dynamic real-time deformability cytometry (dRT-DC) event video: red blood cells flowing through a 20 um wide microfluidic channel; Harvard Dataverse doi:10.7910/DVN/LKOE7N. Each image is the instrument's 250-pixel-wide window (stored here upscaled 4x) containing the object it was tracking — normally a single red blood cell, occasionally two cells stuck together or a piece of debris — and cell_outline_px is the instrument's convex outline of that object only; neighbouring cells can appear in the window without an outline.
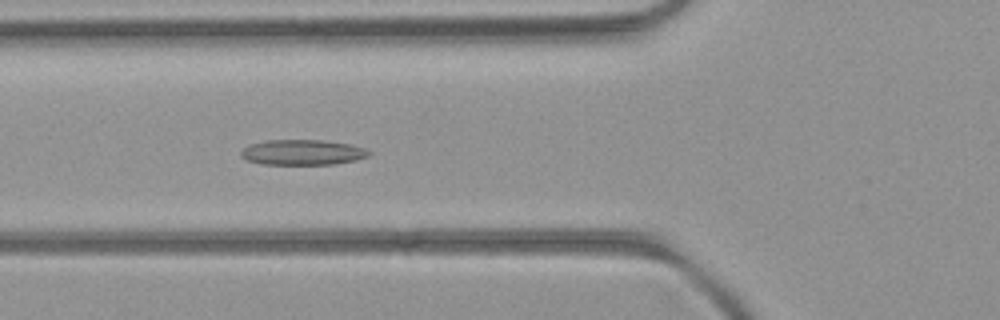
{"species": "common noctule bat (a hibernating species)", "species_latin": "Nyctalus noctula", "temperature_condition": "room temperature", "stored_images_in_passage": 51, "camera_frame_rate_fps": 3000, "um_per_image_px": 0.085, "animal": {"sex": "female", "body_mass_g": 21.9}, "frame": {"image": 1, "passage_image": 18, "time_ms": 5.667, "image_size_px": [1000, 320], "cell_outline_px": [[372, 152], [368, 156], [356, 160], [332, 164], [260, 164], [248, 160], [240, 156], [240, 152], [244, 148], [252, 144], [268, 140], [320, 140], [348, 144], [364, 148]], "centroid_in_image_um": [25.71, 12.95], "position_along_channel_um": 100.1, "area_um2": 18.67}}
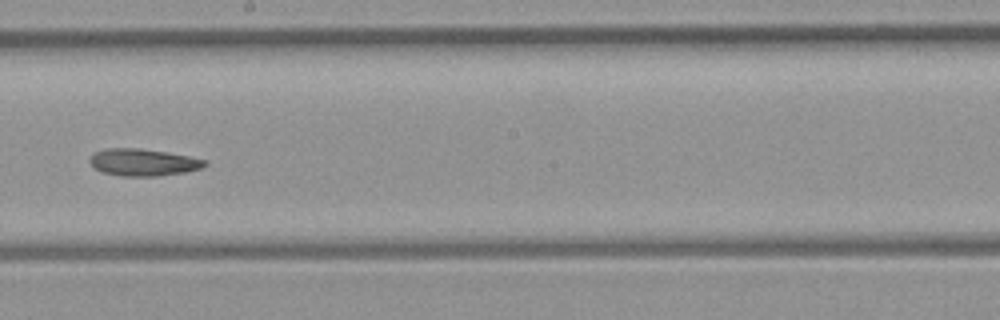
{"frame": {"image": 2, "passage_image": 28, "time_ms": 9.0, "image_size_px": [1000, 320], "cell_outline_px": [[208, 164], [200, 168], [184, 172], [156, 176], [120, 176], [100, 172], [92, 168], [88, 160], [96, 152], [108, 148], [140, 148], [168, 152], [208, 160]], "centroid_in_image_um": [12.14, 13.8], "position_along_channel_um": 236.1, "area_um2": 18.26}}
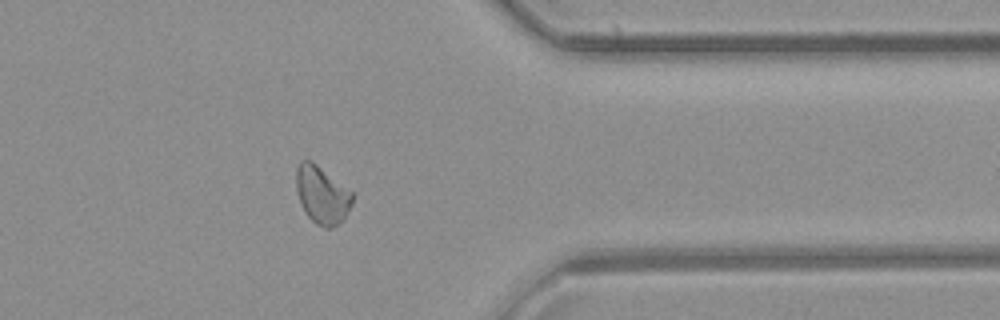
{"frame": {"image": 3, "passage_image": 40, "time_ms": 13.0, "image_size_px": [1000, 320], "cell_outline_px": [[352, 204], [344, 220], [328, 228], [324, 228], [316, 224], [304, 212], [300, 204], [296, 188], [296, 168], [300, 160], [312, 160], [352, 192]], "centroid_in_image_um": [27.34, 16.56], "position_along_channel_um": 384.1, "area_um2": 18.9}}